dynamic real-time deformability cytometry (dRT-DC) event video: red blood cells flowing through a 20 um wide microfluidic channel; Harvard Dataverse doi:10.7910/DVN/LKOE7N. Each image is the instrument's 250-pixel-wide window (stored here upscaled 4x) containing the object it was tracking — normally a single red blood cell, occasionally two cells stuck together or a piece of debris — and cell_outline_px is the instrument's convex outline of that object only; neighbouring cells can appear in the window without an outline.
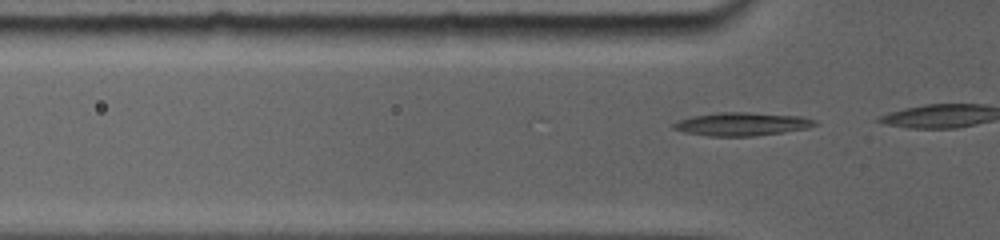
{"species": "common noctule bat (a hibernating species)", "species_latin": "Nyctalus noctula", "temperature_condition": "room temperature", "stored_images_in_passage": 5, "camera_frame_rate_fps": 5000, "um_per_image_px": 0.085, "animal": {"sex": "female", "body_mass_g": 19.0, "forearm_length_mm": 56.7}, "frame": {"image": 1, "passage_image": 2, "time_ms": 0.2, "image_size_px": [1000, 240], "cell_outline_px": [[816, 124], [800, 128], [780, 132], [748, 136], [712, 136], [688, 132], [676, 128], [672, 124], [680, 120], [692, 116], [720, 112], [748, 112], [800, 116], [816, 120]], "centroid_in_image_um": [63.03, 10.52], "position_along_channel_um": 62.8, "area_um2": 18.38}}